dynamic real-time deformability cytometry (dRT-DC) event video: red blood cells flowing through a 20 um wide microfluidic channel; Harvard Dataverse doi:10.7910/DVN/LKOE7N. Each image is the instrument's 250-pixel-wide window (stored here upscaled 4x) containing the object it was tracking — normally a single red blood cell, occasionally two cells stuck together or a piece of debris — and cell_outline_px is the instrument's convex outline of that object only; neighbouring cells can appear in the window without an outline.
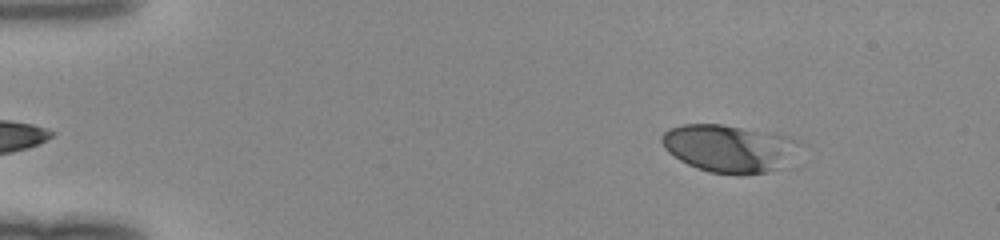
{"species": "human", "species_latin": "Homo sapiens", "temperature_condition": "room temperature", "stored_images_in_passage": 45, "camera_frame_rate_fps": 3000, "um_per_image_px": 0.085, "donor": {"sex": "female"}, "frame": {"image": 1, "passage_image": 3, "time_ms": 0.667, "image_size_px": [1000, 240], "cell_outline_px": [[808, 144], [776, 168], [764, 172], [708, 172], [696, 168], [680, 160], [668, 152], [664, 148], [660, 140], [664, 132], [668, 128], [680, 124], [724, 124], [788, 136]], "centroid_in_image_um": [61.95, 12.55], "position_along_channel_um": 23.0, "area_um2": 37.74}}
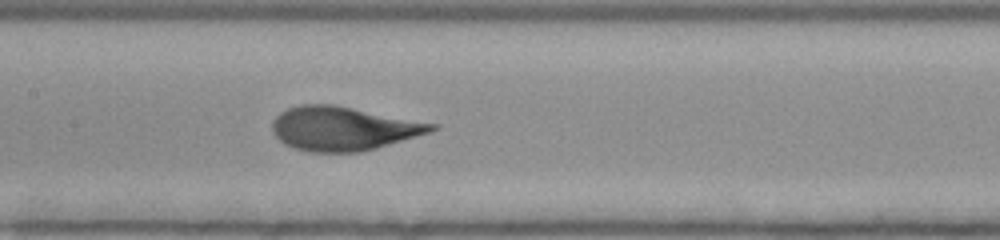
{"frame": {"image": 2, "passage_image": 21, "time_ms": 6.667, "image_size_px": [1000, 240], "cell_outline_px": [[436, 128], [428, 132], [376, 148], [360, 152], [308, 152], [292, 148], [284, 144], [272, 132], [272, 120], [280, 112], [288, 108], [300, 104], [332, 104], [436, 124]], "centroid_in_image_um": [29.07, 10.93], "position_along_channel_um": 178.3, "area_um2": 40.34}}
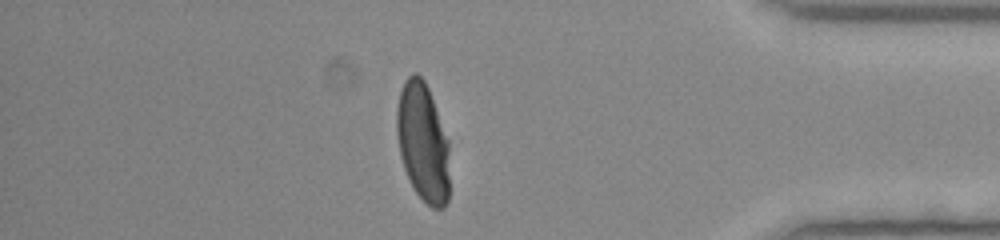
{"frame": {"image": 3, "passage_image": 39, "time_ms": 12.667, "image_size_px": [1000, 240], "cell_outline_px": [[448, 200], [444, 208], [432, 208], [416, 192], [404, 168], [400, 156], [396, 132], [396, 108], [400, 92], [404, 80], [412, 72], [416, 72], [424, 80], [428, 88], [448, 140]], "centroid_in_image_um": [35.92, 12.06], "position_along_channel_um": 399.3, "area_um2": 36.36}}